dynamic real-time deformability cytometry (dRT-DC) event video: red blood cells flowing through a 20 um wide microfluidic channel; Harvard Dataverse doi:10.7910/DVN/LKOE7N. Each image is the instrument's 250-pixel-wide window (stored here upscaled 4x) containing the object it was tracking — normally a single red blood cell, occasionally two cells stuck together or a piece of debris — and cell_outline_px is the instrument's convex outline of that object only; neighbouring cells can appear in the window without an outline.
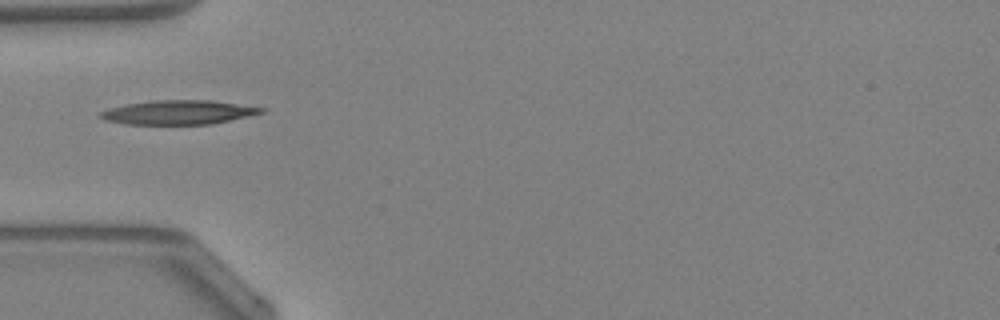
{"species": "Egyptian fruit bat (a non-hibernating species)", "species_latin": "Rousettus aegyptiacus", "temperature_condition": "warm", "stored_images_in_passage": 33, "camera_frame_rate_fps": 3000, "um_per_image_px": 0.085, "animal": {"sex": "female"}, "frame": {"image": 1, "passage_image": 1, "time_ms": 0.0, "image_size_px": [1000, 320], "cell_outline_px": [[264, 112], [212, 124], [124, 124], [108, 120], [96, 116], [100, 112], [112, 108], [128, 104], [152, 100], [212, 100], [264, 108]], "centroid_in_image_um": [15.15, 9.55], "position_along_channel_um": 69.8, "area_um2": 22.31}, "authors_computed_cell_mechanics": {"area_um2": 21.2126, "velocity_mm_per_s": 4.2995, "shape_relaxation_time_tau1_ms": 9.4514, "shape_relaxation_time_tau2_ms": 2.4338, "deformation_change_tau1": 0.2746, "deformation_change_tau2": 0.1198}}